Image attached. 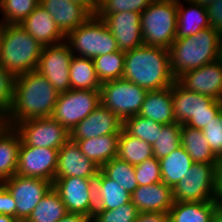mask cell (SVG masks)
<instances>
[{
    "label": "cell",
    "instance_id": "obj_1",
    "mask_svg": "<svg viewBox=\"0 0 222 222\" xmlns=\"http://www.w3.org/2000/svg\"><path fill=\"white\" fill-rule=\"evenodd\" d=\"M59 93L47 78L36 70L15 77L11 109L5 116V125L31 118L51 117Z\"/></svg>",
    "mask_w": 222,
    "mask_h": 222
},
{
    "label": "cell",
    "instance_id": "obj_2",
    "mask_svg": "<svg viewBox=\"0 0 222 222\" xmlns=\"http://www.w3.org/2000/svg\"><path fill=\"white\" fill-rule=\"evenodd\" d=\"M122 78L147 91L171 87L176 78L171 70L169 49L142 45L125 52Z\"/></svg>",
    "mask_w": 222,
    "mask_h": 222
},
{
    "label": "cell",
    "instance_id": "obj_3",
    "mask_svg": "<svg viewBox=\"0 0 222 222\" xmlns=\"http://www.w3.org/2000/svg\"><path fill=\"white\" fill-rule=\"evenodd\" d=\"M221 32L211 27L184 38L169 48L171 70L177 79L183 73L220 59Z\"/></svg>",
    "mask_w": 222,
    "mask_h": 222
},
{
    "label": "cell",
    "instance_id": "obj_4",
    "mask_svg": "<svg viewBox=\"0 0 222 222\" xmlns=\"http://www.w3.org/2000/svg\"><path fill=\"white\" fill-rule=\"evenodd\" d=\"M43 46L20 24L0 29V65L15 77L35 71Z\"/></svg>",
    "mask_w": 222,
    "mask_h": 222
},
{
    "label": "cell",
    "instance_id": "obj_5",
    "mask_svg": "<svg viewBox=\"0 0 222 222\" xmlns=\"http://www.w3.org/2000/svg\"><path fill=\"white\" fill-rule=\"evenodd\" d=\"M173 116L176 123L203 130L222 110V100L190 92L177 81L171 86Z\"/></svg>",
    "mask_w": 222,
    "mask_h": 222
},
{
    "label": "cell",
    "instance_id": "obj_6",
    "mask_svg": "<svg viewBox=\"0 0 222 222\" xmlns=\"http://www.w3.org/2000/svg\"><path fill=\"white\" fill-rule=\"evenodd\" d=\"M143 44L169 49L176 39L177 0H153L141 12Z\"/></svg>",
    "mask_w": 222,
    "mask_h": 222
},
{
    "label": "cell",
    "instance_id": "obj_7",
    "mask_svg": "<svg viewBox=\"0 0 222 222\" xmlns=\"http://www.w3.org/2000/svg\"><path fill=\"white\" fill-rule=\"evenodd\" d=\"M65 41L73 55L91 59L119 50L115 37L104 21L96 15L70 32Z\"/></svg>",
    "mask_w": 222,
    "mask_h": 222
},
{
    "label": "cell",
    "instance_id": "obj_8",
    "mask_svg": "<svg viewBox=\"0 0 222 222\" xmlns=\"http://www.w3.org/2000/svg\"><path fill=\"white\" fill-rule=\"evenodd\" d=\"M147 92L137 84L121 78L102 83L100 101L124 121L139 114Z\"/></svg>",
    "mask_w": 222,
    "mask_h": 222
},
{
    "label": "cell",
    "instance_id": "obj_9",
    "mask_svg": "<svg viewBox=\"0 0 222 222\" xmlns=\"http://www.w3.org/2000/svg\"><path fill=\"white\" fill-rule=\"evenodd\" d=\"M100 104V90L70 89L59 94L51 117L70 133Z\"/></svg>",
    "mask_w": 222,
    "mask_h": 222
},
{
    "label": "cell",
    "instance_id": "obj_10",
    "mask_svg": "<svg viewBox=\"0 0 222 222\" xmlns=\"http://www.w3.org/2000/svg\"><path fill=\"white\" fill-rule=\"evenodd\" d=\"M215 164L193 163L172 189L174 202H203L215 200Z\"/></svg>",
    "mask_w": 222,
    "mask_h": 222
},
{
    "label": "cell",
    "instance_id": "obj_11",
    "mask_svg": "<svg viewBox=\"0 0 222 222\" xmlns=\"http://www.w3.org/2000/svg\"><path fill=\"white\" fill-rule=\"evenodd\" d=\"M52 187L60 195L67 213L83 214L93 218L96 211L95 179L55 178Z\"/></svg>",
    "mask_w": 222,
    "mask_h": 222
},
{
    "label": "cell",
    "instance_id": "obj_12",
    "mask_svg": "<svg viewBox=\"0 0 222 222\" xmlns=\"http://www.w3.org/2000/svg\"><path fill=\"white\" fill-rule=\"evenodd\" d=\"M13 127L24 144L34 147L60 149L70 138L69 131L52 117L27 119Z\"/></svg>",
    "mask_w": 222,
    "mask_h": 222
},
{
    "label": "cell",
    "instance_id": "obj_13",
    "mask_svg": "<svg viewBox=\"0 0 222 222\" xmlns=\"http://www.w3.org/2000/svg\"><path fill=\"white\" fill-rule=\"evenodd\" d=\"M73 53L66 41L44 46L36 71L45 76L60 94L70 90V62Z\"/></svg>",
    "mask_w": 222,
    "mask_h": 222
},
{
    "label": "cell",
    "instance_id": "obj_14",
    "mask_svg": "<svg viewBox=\"0 0 222 222\" xmlns=\"http://www.w3.org/2000/svg\"><path fill=\"white\" fill-rule=\"evenodd\" d=\"M2 184L9 190L16 202V218L20 222L28 219L33 209L52 187V183L48 180L18 174L5 180Z\"/></svg>",
    "mask_w": 222,
    "mask_h": 222
},
{
    "label": "cell",
    "instance_id": "obj_15",
    "mask_svg": "<svg viewBox=\"0 0 222 222\" xmlns=\"http://www.w3.org/2000/svg\"><path fill=\"white\" fill-rule=\"evenodd\" d=\"M59 149L34 147L21 141L16 174L50 181L55 180Z\"/></svg>",
    "mask_w": 222,
    "mask_h": 222
},
{
    "label": "cell",
    "instance_id": "obj_16",
    "mask_svg": "<svg viewBox=\"0 0 222 222\" xmlns=\"http://www.w3.org/2000/svg\"><path fill=\"white\" fill-rule=\"evenodd\" d=\"M176 81L190 92L222 100V59L189 70Z\"/></svg>",
    "mask_w": 222,
    "mask_h": 222
},
{
    "label": "cell",
    "instance_id": "obj_17",
    "mask_svg": "<svg viewBox=\"0 0 222 222\" xmlns=\"http://www.w3.org/2000/svg\"><path fill=\"white\" fill-rule=\"evenodd\" d=\"M102 20L115 37L120 51H131L144 45L141 13L134 11L112 13L106 15Z\"/></svg>",
    "mask_w": 222,
    "mask_h": 222
},
{
    "label": "cell",
    "instance_id": "obj_18",
    "mask_svg": "<svg viewBox=\"0 0 222 222\" xmlns=\"http://www.w3.org/2000/svg\"><path fill=\"white\" fill-rule=\"evenodd\" d=\"M100 167L89 160L80 150L77 142L70 138L58 152V165L55 178L81 177L95 179Z\"/></svg>",
    "mask_w": 222,
    "mask_h": 222
},
{
    "label": "cell",
    "instance_id": "obj_19",
    "mask_svg": "<svg viewBox=\"0 0 222 222\" xmlns=\"http://www.w3.org/2000/svg\"><path fill=\"white\" fill-rule=\"evenodd\" d=\"M123 121L100 104L70 132L71 140H84L107 134H120Z\"/></svg>",
    "mask_w": 222,
    "mask_h": 222
},
{
    "label": "cell",
    "instance_id": "obj_20",
    "mask_svg": "<svg viewBox=\"0 0 222 222\" xmlns=\"http://www.w3.org/2000/svg\"><path fill=\"white\" fill-rule=\"evenodd\" d=\"M131 202L139 213L169 212L174 204L172 188L162 181L146 186H138L131 194Z\"/></svg>",
    "mask_w": 222,
    "mask_h": 222
},
{
    "label": "cell",
    "instance_id": "obj_21",
    "mask_svg": "<svg viewBox=\"0 0 222 222\" xmlns=\"http://www.w3.org/2000/svg\"><path fill=\"white\" fill-rule=\"evenodd\" d=\"M39 5L52 16L65 36L91 17L82 6L70 0H40Z\"/></svg>",
    "mask_w": 222,
    "mask_h": 222
},
{
    "label": "cell",
    "instance_id": "obj_22",
    "mask_svg": "<svg viewBox=\"0 0 222 222\" xmlns=\"http://www.w3.org/2000/svg\"><path fill=\"white\" fill-rule=\"evenodd\" d=\"M43 47L65 41L52 16L40 5L20 24Z\"/></svg>",
    "mask_w": 222,
    "mask_h": 222
},
{
    "label": "cell",
    "instance_id": "obj_23",
    "mask_svg": "<svg viewBox=\"0 0 222 222\" xmlns=\"http://www.w3.org/2000/svg\"><path fill=\"white\" fill-rule=\"evenodd\" d=\"M138 115L160 124L174 123L171 87L148 91Z\"/></svg>",
    "mask_w": 222,
    "mask_h": 222
},
{
    "label": "cell",
    "instance_id": "obj_24",
    "mask_svg": "<svg viewBox=\"0 0 222 222\" xmlns=\"http://www.w3.org/2000/svg\"><path fill=\"white\" fill-rule=\"evenodd\" d=\"M177 0V30L176 38H184L196 34L198 31L209 28L206 8L192 3L190 0Z\"/></svg>",
    "mask_w": 222,
    "mask_h": 222
},
{
    "label": "cell",
    "instance_id": "obj_25",
    "mask_svg": "<svg viewBox=\"0 0 222 222\" xmlns=\"http://www.w3.org/2000/svg\"><path fill=\"white\" fill-rule=\"evenodd\" d=\"M21 138L14 127L5 125L0 130V183L16 174Z\"/></svg>",
    "mask_w": 222,
    "mask_h": 222
},
{
    "label": "cell",
    "instance_id": "obj_26",
    "mask_svg": "<svg viewBox=\"0 0 222 222\" xmlns=\"http://www.w3.org/2000/svg\"><path fill=\"white\" fill-rule=\"evenodd\" d=\"M77 142L81 152L100 168L118 155L119 134H107Z\"/></svg>",
    "mask_w": 222,
    "mask_h": 222
},
{
    "label": "cell",
    "instance_id": "obj_27",
    "mask_svg": "<svg viewBox=\"0 0 222 222\" xmlns=\"http://www.w3.org/2000/svg\"><path fill=\"white\" fill-rule=\"evenodd\" d=\"M96 210H111L131 202V194L99 171L95 178Z\"/></svg>",
    "mask_w": 222,
    "mask_h": 222
},
{
    "label": "cell",
    "instance_id": "obj_28",
    "mask_svg": "<svg viewBox=\"0 0 222 222\" xmlns=\"http://www.w3.org/2000/svg\"><path fill=\"white\" fill-rule=\"evenodd\" d=\"M216 200L203 202H174L169 213V222H212L219 207Z\"/></svg>",
    "mask_w": 222,
    "mask_h": 222
},
{
    "label": "cell",
    "instance_id": "obj_29",
    "mask_svg": "<svg viewBox=\"0 0 222 222\" xmlns=\"http://www.w3.org/2000/svg\"><path fill=\"white\" fill-rule=\"evenodd\" d=\"M193 163L190 155L180 146L159 160L162 182L173 189L185 178Z\"/></svg>",
    "mask_w": 222,
    "mask_h": 222
},
{
    "label": "cell",
    "instance_id": "obj_30",
    "mask_svg": "<svg viewBox=\"0 0 222 222\" xmlns=\"http://www.w3.org/2000/svg\"><path fill=\"white\" fill-rule=\"evenodd\" d=\"M181 146L194 163L216 164L218 160L200 129L181 125Z\"/></svg>",
    "mask_w": 222,
    "mask_h": 222
},
{
    "label": "cell",
    "instance_id": "obj_31",
    "mask_svg": "<svg viewBox=\"0 0 222 222\" xmlns=\"http://www.w3.org/2000/svg\"><path fill=\"white\" fill-rule=\"evenodd\" d=\"M70 89L101 90L102 83L98 79L94 62L91 58L75 56L70 62Z\"/></svg>",
    "mask_w": 222,
    "mask_h": 222
},
{
    "label": "cell",
    "instance_id": "obj_32",
    "mask_svg": "<svg viewBox=\"0 0 222 222\" xmlns=\"http://www.w3.org/2000/svg\"><path fill=\"white\" fill-rule=\"evenodd\" d=\"M117 157L136 166L154 156L152 145L135 136L127 134L122 129L119 134Z\"/></svg>",
    "mask_w": 222,
    "mask_h": 222
},
{
    "label": "cell",
    "instance_id": "obj_33",
    "mask_svg": "<svg viewBox=\"0 0 222 222\" xmlns=\"http://www.w3.org/2000/svg\"><path fill=\"white\" fill-rule=\"evenodd\" d=\"M67 214L60 195L51 187L25 222H57Z\"/></svg>",
    "mask_w": 222,
    "mask_h": 222
},
{
    "label": "cell",
    "instance_id": "obj_34",
    "mask_svg": "<svg viewBox=\"0 0 222 222\" xmlns=\"http://www.w3.org/2000/svg\"><path fill=\"white\" fill-rule=\"evenodd\" d=\"M100 171L109 179L114 180L128 193L132 194L138 187L135 167L118 157L108 161Z\"/></svg>",
    "mask_w": 222,
    "mask_h": 222
},
{
    "label": "cell",
    "instance_id": "obj_35",
    "mask_svg": "<svg viewBox=\"0 0 222 222\" xmlns=\"http://www.w3.org/2000/svg\"><path fill=\"white\" fill-rule=\"evenodd\" d=\"M125 52L116 51L93 58L95 71L101 83L121 79L124 74Z\"/></svg>",
    "mask_w": 222,
    "mask_h": 222
},
{
    "label": "cell",
    "instance_id": "obj_36",
    "mask_svg": "<svg viewBox=\"0 0 222 222\" xmlns=\"http://www.w3.org/2000/svg\"><path fill=\"white\" fill-rule=\"evenodd\" d=\"M164 124L156 123L152 119L134 115L123 121L122 129L129 135L135 136L148 144L153 145L157 141L158 133Z\"/></svg>",
    "mask_w": 222,
    "mask_h": 222
},
{
    "label": "cell",
    "instance_id": "obj_37",
    "mask_svg": "<svg viewBox=\"0 0 222 222\" xmlns=\"http://www.w3.org/2000/svg\"><path fill=\"white\" fill-rule=\"evenodd\" d=\"M181 146V124H164L158 133L157 141L152 145L153 156L160 160Z\"/></svg>",
    "mask_w": 222,
    "mask_h": 222
},
{
    "label": "cell",
    "instance_id": "obj_38",
    "mask_svg": "<svg viewBox=\"0 0 222 222\" xmlns=\"http://www.w3.org/2000/svg\"><path fill=\"white\" fill-rule=\"evenodd\" d=\"M40 4V0H2L5 24H21Z\"/></svg>",
    "mask_w": 222,
    "mask_h": 222
},
{
    "label": "cell",
    "instance_id": "obj_39",
    "mask_svg": "<svg viewBox=\"0 0 222 222\" xmlns=\"http://www.w3.org/2000/svg\"><path fill=\"white\" fill-rule=\"evenodd\" d=\"M153 0H98L96 16L103 19L106 15L134 11L141 13Z\"/></svg>",
    "mask_w": 222,
    "mask_h": 222
},
{
    "label": "cell",
    "instance_id": "obj_40",
    "mask_svg": "<svg viewBox=\"0 0 222 222\" xmlns=\"http://www.w3.org/2000/svg\"><path fill=\"white\" fill-rule=\"evenodd\" d=\"M138 214L136 206L129 202L116 209L96 210L92 222H134Z\"/></svg>",
    "mask_w": 222,
    "mask_h": 222
},
{
    "label": "cell",
    "instance_id": "obj_41",
    "mask_svg": "<svg viewBox=\"0 0 222 222\" xmlns=\"http://www.w3.org/2000/svg\"><path fill=\"white\" fill-rule=\"evenodd\" d=\"M138 186H146L162 181L159 160L155 157L146 159L134 166Z\"/></svg>",
    "mask_w": 222,
    "mask_h": 222
},
{
    "label": "cell",
    "instance_id": "obj_42",
    "mask_svg": "<svg viewBox=\"0 0 222 222\" xmlns=\"http://www.w3.org/2000/svg\"><path fill=\"white\" fill-rule=\"evenodd\" d=\"M14 84L15 76L0 65V114L4 117L13 103Z\"/></svg>",
    "mask_w": 222,
    "mask_h": 222
},
{
    "label": "cell",
    "instance_id": "obj_43",
    "mask_svg": "<svg viewBox=\"0 0 222 222\" xmlns=\"http://www.w3.org/2000/svg\"><path fill=\"white\" fill-rule=\"evenodd\" d=\"M211 151L217 158L222 157V110L202 130Z\"/></svg>",
    "mask_w": 222,
    "mask_h": 222
},
{
    "label": "cell",
    "instance_id": "obj_44",
    "mask_svg": "<svg viewBox=\"0 0 222 222\" xmlns=\"http://www.w3.org/2000/svg\"><path fill=\"white\" fill-rule=\"evenodd\" d=\"M0 214L16 218V202L2 183H0Z\"/></svg>",
    "mask_w": 222,
    "mask_h": 222
},
{
    "label": "cell",
    "instance_id": "obj_45",
    "mask_svg": "<svg viewBox=\"0 0 222 222\" xmlns=\"http://www.w3.org/2000/svg\"><path fill=\"white\" fill-rule=\"evenodd\" d=\"M209 26L222 32V0H216L206 8Z\"/></svg>",
    "mask_w": 222,
    "mask_h": 222
},
{
    "label": "cell",
    "instance_id": "obj_46",
    "mask_svg": "<svg viewBox=\"0 0 222 222\" xmlns=\"http://www.w3.org/2000/svg\"><path fill=\"white\" fill-rule=\"evenodd\" d=\"M134 222H169L168 212H145L139 213Z\"/></svg>",
    "mask_w": 222,
    "mask_h": 222
},
{
    "label": "cell",
    "instance_id": "obj_47",
    "mask_svg": "<svg viewBox=\"0 0 222 222\" xmlns=\"http://www.w3.org/2000/svg\"><path fill=\"white\" fill-rule=\"evenodd\" d=\"M215 175H216V189H215V200L222 204V157L218 158L215 164Z\"/></svg>",
    "mask_w": 222,
    "mask_h": 222
},
{
    "label": "cell",
    "instance_id": "obj_48",
    "mask_svg": "<svg viewBox=\"0 0 222 222\" xmlns=\"http://www.w3.org/2000/svg\"><path fill=\"white\" fill-rule=\"evenodd\" d=\"M70 1L82 6L91 16L96 15L98 9V0H70Z\"/></svg>",
    "mask_w": 222,
    "mask_h": 222
},
{
    "label": "cell",
    "instance_id": "obj_49",
    "mask_svg": "<svg viewBox=\"0 0 222 222\" xmlns=\"http://www.w3.org/2000/svg\"><path fill=\"white\" fill-rule=\"evenodd\" d=\"M57 222H92V218L83 214L68 213Z\"/></svg>",
    "mask_w": 222,
    "mask_h": 222
},
{
    "label": "cell",
    "instance_id": "obj_50",
    "mask_svg": "<svg viewBox=\"0 0 222 222\" xmlns=\"http://www.w3.org/2000/svg\"><path fill=\"white\" fill-rule=\"evenodd\" d=\"M212 222H222V207L219 206L213 216Z\"/></svg>",
    "mask_w": 222,
    "mask_h": 222
},
{
    "label": "cell",
    "instance_id": "obj_51",
    "mask_svg": "<svg viewBox=\"0 0 222 222\" xmlns=\"http://www.w3.org/2000/svg\"><path fill=\"white\" fill-rule=\"evenodd\" d=\"M0 222H20L17 218L0 214Z\"/></svg>",
    "mask_w": 222,
    "mask_h": 222
},
{
    "label": "cell",
    "instance_id": "obj_52",
    "mask_svg": "<svg viewBox=\"0 0 222 222\" xmlns=\"http://www.w3.org/2000/svg\"><path fill=\"white\" fill-rule=\"evenodd\" d=\"M5 126V117L0 114V130Z\"/></svg>",
    "mask_w": 222,
    "mask_h": 222
},
{
    "label": "cell",
    "instance_id": "obj_53",
    "mask_svg": "<svg viewBox=\"0 0 222 222\" xmlns=\"http://www.w3.org/2000/svg\"><path fill=\"white\" fill-rule=\"evenodd\" d=\"M0 11H2V3H0ZM4 25H5V21H4V19L2 18V19L0 20V29H1Z\"/></svg>",
    "mask_w": 222,
    "mask_h": 222
},
{
    "label": "cell",
    "instance_id": "obj_54",
    "mask_svg": "<svg viewBox=\"0 0 222 222\" xmlns=\"http://www.w3.org/2000/svg\"><path fill=\"white\" fill-rule=\"evenodd\" d=\"M220 58L222 59V32H221Z\"/></svg>",
    "mask_w": 222,
    "mask_h": 222
}]
</instances>
